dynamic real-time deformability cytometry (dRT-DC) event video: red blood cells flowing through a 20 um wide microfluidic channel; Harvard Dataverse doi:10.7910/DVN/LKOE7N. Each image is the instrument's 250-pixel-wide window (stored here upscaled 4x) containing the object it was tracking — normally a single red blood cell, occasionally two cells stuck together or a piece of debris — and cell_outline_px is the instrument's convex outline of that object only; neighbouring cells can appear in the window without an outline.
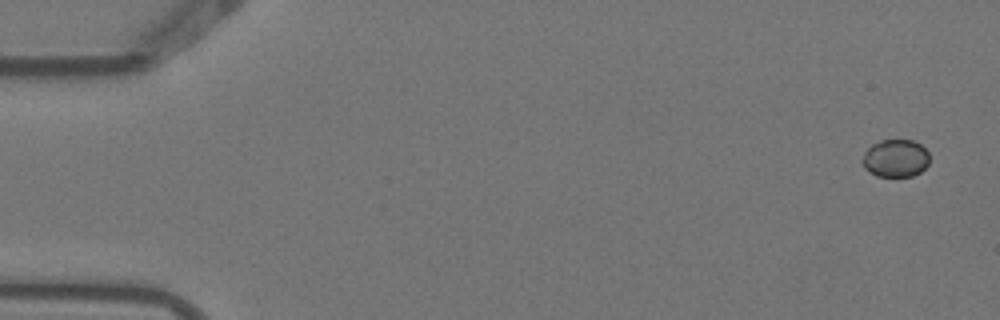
{"species": "Egyptian fruit bat (a non-hibernating species)", "species_latin": "Rousettus aegyptiacus", "temperature_condition": "warm", "stored_images_in_passage": 5, "camera_frame_rate_fps": 3000, "um_per_image_px": 0.085, "animal": {"sex": "female"}, "frame": {"image": 1, "passage_image": 1, "time_ms": 0.0, "image_size_px": [1000, 320], "cell_outline_px": [[928, 164], [920, 172], [912, 176], [876, 176], [868, 172], [864, 168], [860, 160], [864, 152], [872, 144], [880, 140], [912, 140], [920, 144], [928, 152]], "centroid_in_image_um": [76.07, 13.45], "position_along_channel_um": 8.9, "area_um2": 14.85}}
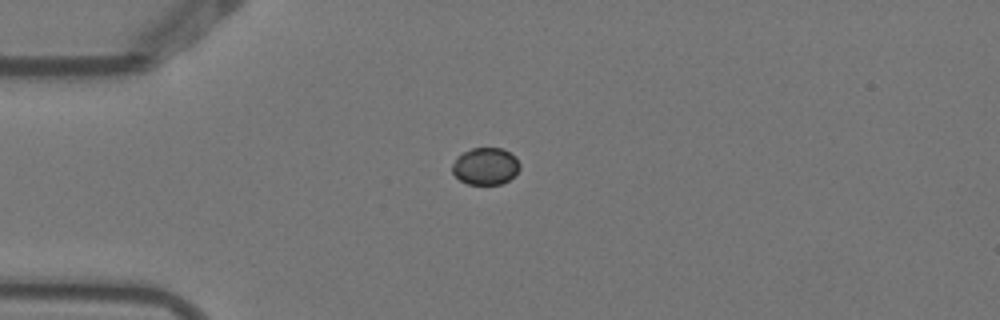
{"frame": {"image": 2, "passage_image": 4, "time_ms": 1.0, "image_size_px": [1000, 320], "cell_outline_px": [[520, 168], [508, 180], [500, 184], [468, 184], [460, 180], [452, 172], [452, 164], [456, 156], [472, 148], [504, 148], [516, 156], [520, 164]], "centroid_in_image_um": [41.26, 14.11], "position_along_channel_um": 43.7, "area_um2": 14.62}}